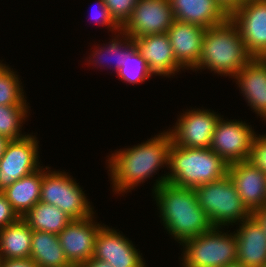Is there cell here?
Instances as JSON below:
<instances>
[{
	"instance_id": "7a4b0ae2",
	"label": "cell",
	"mask_w": 266,
	"mask_h": 267,
	"mask_svg": "<svg viewBox=\"0 0 266 267\" xmlns=\"http://www.w3.org/2000/svg\"><path fill=\"white\" fill-rule=\"evenodd\" d=\"M160 218L169 235L182 243L210 230L213 226L198 204L194 188L165 182L152 192Z\"/></svg>"
},
{
	"instance_id": "4fadbf2b",
	"label": "cell",
	"mask_w": 266,
	"mask_h": 267,
	"mask_svg": "<svg viewBox=\"0 0 266 267\" xmlns=\"http://www.w3.org/2000/svg\"><path fill=\"white\" fill-rule=\"evenodd\" d=\"M229 18L238 26L248 51L261 57L266 51V0H245Z\"/></svg>"
},
{
	"instance_id": "f546056e",
	"label": "cell",
	"mask_w": 266,
	"mask_h": 267,
	"mask_svg": "<svg viewBox=\"0 0 266 267\" xmlns=\"http://www.w3.org/2000/svg\"><path fill=\"white\" fill-rule=\"evenodd\" d=\"M248 161L266 173V134H256Z\"/></svg>"
},
{
	"instance_id": "9c48e42d",
	"label": "cell",
	"mask_w": 266,
	"mask_h": 267,
	"mask_svg": "<svg viewBox=\"0 0 266 267\" xmlns=\"http://www.w3.org/2000/svg\"><path fill=\"white\" fill-rule=\"evenodd\" d=\"M38 142L37 137L31 134L10 140L0 159V191L42 167L39 162Z\"/></svg>"
},
{
	"instance_id": "2e32d148",
	"label": "cell",
	"mask_w": 266,
	"mask_h": 267,
	"mask_svg": "<svg viewBox=\"0 0 266 267\" xmlns=\"http://www.w3.org/2000/svg\"><path fill=\"white\" fill-rule=\"evenodd\" d=\"M131 38L153 75L170 77L178 73L181 68L184 70L174 56L167 33Z\"/></svg>"
},
{
	"instance_id": "ab89813d",
	"label": "cell",
	"mask_w": 266,
	"mask_h": 267,
	"mask_svg": "<svg viewBox=\"0 0 266 267\" xmlns=\"http://www.w3.org/2000/svg\"><path fill=\"white\" fill-rule=\"evenodd\" d=\"M5 64L2 63V61L0 62V69L4 66Z\"/></svg>"
},
{
	"instance_id": "603a6c76",
	"label": "cell",
	"mask_w": 266,
	"mask_h": 267,
	"mask_svg": "<svg viewBox=\"0 0 266 267\" xmlns=\"http://www.w3.org/2000/svg\"><path fill=\"white\" fill-rule=\"evenodd\" d=\"M30 258L40 267H70L58 235L32 231Z\"/></svg>"
},
{
	"instance_id": "e0dca14e",
	"label": "cell",
	"mask_w": 266,
	"mask_h": 267,
	"mask_svg": "<svg viewBox=\"0 0 266 267\" xmlns=\"http://www.w3.org/2000/svg\"><path fill=\"white\" fill-rule=\"evenodd\" d=\"M234 234L239 264L244 267H262L266 264V231L254 214L240 222Z\"/></svg>"
},
{
	"instance_id": "d6986e66",
	"label": "cell",
	"mask_w": 266,
	"mask_h": 267,
	"mask_svg": "<svg viewBox=\"0 0 266 267\" xmlns=\"http://www.w3.org/2000/svg\"><path fill=\"white\" fill-rule=\"evenodd\" d=\"M233 78L253 112L266 121V62L253 57Z\"/></svg>"
},
{
	"instance_id": "cb8c5ba5",
	"label": "cell",
	"mask_w": 266,
	"mask_h": 267,
	"mask_svg": "<svg viewBox=\"0 0 266 267\" xmlns=\"http://www.w3.org/2000/svg\"><path fill=\"white\" fill-rule=\"evenodd\" d=\"M22 218L32 230L56 235L72 220L59 207L42 201L37 202Z\"/></svg>"
},
{
	"instance_id": "ffe728a7",
	"label": "cell",
	"mask_w": 266,
	"mask_h": 267,
	"mask_svg": "<svg viewBox=\"0 0 266 267\" xmlns=\"http://www.w3.org/2000/svg\"><path fill=\"white\" fill-rule=\"evenodd\" d=\"M174 19L211 28L225 22L229 15L216 0H169Z\"/></svg>"
},
{
	"instance_id": "836d02e7",
	"label": "cell",
	"mask_w": 266,
	"mask_h": 267,
	"mask_svg": "<svg viewBox=\"0 0 266 267\" xmlns=\"http://www.w3.org/2000/svg\"><path fill=\"white\" fill-rule=\"evenodd\" d=\"M245 0H216L222 9L230 16Z\"/></svg>"
},
{
	"instance_id": "44dd1931",
	"label": "cell",
	"mask_w": 266,
	"mask_h": 267,
	"mask_svg": "<svg viewBox=\"0 0 266 267\" xmlns=\"http://www.w3.org/2000/svg\"><path fill=\"white\" fill-rule=\"evenodd\" d=\"M42 184V167L20 178L1 192L5 195L16 213L23 217L40 201Z\"/></svg>"
},
{
	"instance_id": "4316f807",
	"label": "cell",
	"mask_w": 266,
	"mask_h": 267,
	"mask_svg": "<svg viewBox=\"0 0 266 267\" xmlns=\"http://www.w3.org/2000/svg\"><path fill=\"white\" fill-rule=\"evenodd\" d=\"M18 76L6 64L0 69V105L21 106L27 101Z\"/></svg>"
},
{
	"instance_id": "8fae6325",
	"label": "cell",
	"mask_w": 266,
	"mask_h": 267,
	"mask_svg": "<svg viewBox=\"0 0 266 267\" xmlns=\"http://www.w3.org/2000/svg\"><path fill=\"white\" fill-rule=\"evenodd\" d=\"M175 21L169 0H137L121 32L130 37L167 33Z\"/></svg>"
},
{
	"instance_id": "277c9868",
	"label": "cell",
	"mask_w": 266,
	"mask_h": 267,
	"mask_svg": "<svg viewBox=\"0 0 266 267\" xmlns=\"http://www.w3.org/2000/svg\"><path fill=\"white\" fill-rule=\"evenodd\" d=\"M253 57L244 44L238 26L228 18L220 25L206 29L201 56L193 71L207 68L210 72L230 78Z\"/></svg>"
},
{
	"instance_id": "7402d4cb",
	"label": "cell",
	"mask_w": 266,
	"mask_h": 267,
	"mask_svg": "<svg viewBox=\"0 0 266 267\" xmlns=\"http://www.w3.org/2000/svg\"><path fill=\"white\" fill-rule=\"evenodd\" d=\"M32 231L22 217L0 229V260L30 258Z\"/></svg>"
},
{
	"instance_id": "484cf974",
	"label": "cell",
	"mask_w": 266,
	"mask_h": 267,
	"mask_svg": "<svg viewBox=\"0 0 266 267\" xmlns=\"http://www.w3.org/2000/svg\"><path fill=\"white\" fill-rule=\"evenodd\" d=\"M30 108L25 101L21 106L0 105V134L10 140L24 138L27 134H22L21 130L24 120L29 116Z\"/></svg>"
},
{
	"instance_id": "f35d334b",
	"label": "cell",
	"mask_w": 266,
	"mask_h": 267,
	"mask_svg": "<svg viewBox=\"0 0 266 267\" xmlns=\"http://www.w3.org/2000/svg\"><path fill=\"white\" fill-rule=\"evenodd\" d=\"M261 58L266 62V51H265V53L261 56Z\"/></svg>"
},
{
	"instance_id": "d590c367",
	"label": "cell",
	"mask_w": 266,
	"mask_h": 267,
	"mask_svg": "<svg viewBox=\"0 0 266 267\" xmlns=\"http://www.w3.org/2000/svg\"><path fill=\"white\" fill-rule=\"evenodd\" d=\"M254 215L258 218V220L262 223V225L264 226V229L266 231V205L257 210Z\"/></svg>"
},
{
	"instance_id": "ac0fdd59",
	"label": "cell",
	"mask_w": 266,
	"mask_h": 267,
	"mask_svg": "<svg viewBox=\"0 0 266 267\" xmlns=\"http://www.w3.org/2000/svg\"><path fill=\"white\" fill-rule=\"evenodd\" d=\"M206 29L175 20L167 34L178 63L184 68L193 70L201 56L202 43Z\"/></svg>"
},
{
	"instance_id": "7c38bea8",
	"label": "cell",
	"mask_w": 266,
	"mask_h": 267,
	"mask_svg": "<svg viewBox=\"0 0 266 267\" xmlns=\"http://www.w3.org/2000/svg\"><path fill=\"white\" fill-rule=\"evenodd\" d=\"M94 214L83 219H72L58 234L66 259L80 267L93 258L99 229L103 226L94 221Z\"/></svg>"
},
{
	"instance_id": "f1b7e54d",
	"label": "cell",
	"mask_w": 266,
	"mask_h": 267,
	"mask_svg": "<svg viewBox=\"0 0 266 267\" xmlns=\"http://www.w3.org/2000/svg\"><path fill=\"white\" fill-rule=\"evenodd\" d=\"M137 0H104L111 17L122 27L130 18Z\"/></svg>"
},
{
	"instance_id": "6da1fadb",
	"label": "cell",
	"mask_w": 266,
	"mask_h": 267,
	"mask_svg": "<svg viewBox=\"0 0 266 267\" xmlns=\"http://www.w3.org/2000/svg\"><path fill=\"white\" fill-rule=\"evenodd\" d=\"M172 142V136L167 130L141 144L113 152L106 160L113 184L112 191L118 195L125 194L153 177L154 173L157 174L159 168L166 166L168 170Z\"/></svg>"
},
{
	"instance_id": "8d00e7d4",
	"label": "cell",
	"mask_w": 266,
	"mask_h": 267,
	"mask_svg": "<svg viewBox=\"0 0 266 267\" xmlns=\"http://www.w3.org/2000/svg\"><path fill=\"white\" fill-rule=\"evenodd\" d=\"M10 139L0 134V159L3 157Z\"/></svg>"
},
{
	"instance_id": "e575fe53",
	"label": "cell",
	"mask_w": 266,
	"mask_h": 267,
	"mask_svg": "<svg viewBox=\"0 0 266 267\" xmlns=\"http://www.w3.org/2000/svg\"><path fill=\"white\" fill-rule=\"evenodd\" d=\"M80 267H113V266L110 265L108 262L91 258L87 262H84Z\"/></svg>"
},
{
	"instance_id": "83f0119b",
	"label": "cell",
	"mask_w": 266,
	"mask_h": 267,
	"mask_svg": "<svg viewBox=\"0 0 266 267\" xmlns=\"http://www.w3.org/2000/svg\"><path fill=\"white\" fill-rule=\"evenodd\" d=\"M119 34H121V35H119ZM114 36H115V38H113L109 42L108 45L106 44V46H105V44H104V46L101 48L99 46L98 47L96 46L95 50L92 51L91 56H89V60L87 61V62H89L88 65H90V64L92 65V63H93V66H95L98 63L97 65H99L100 67L104 66L105 64H103V63H104V61H106V59H108L107 57L109 56V57H111V59H109L110 61L115 58L114 59L115 65H114L113 61H112L113 64L112 63L111 64L114 65L113 69L116 73H117V71H119L121 69V67H123V63H124V33L120 32V33H118V35L115 34ZM120 36H122V37H120ZM111 64L109 67H111Z\"/></svg>"
},
{
	"instance_id": "30bf717a",
	"label": "cell",
	"mask_w": 266,
	"mask_h": 267,
	"mask_svg": "<svg viewBox=\"0 0 266 267\" xmlns=\"http://www.w3.org/2000/svg\"><path fill=\"white\" fill-rule=\"evenodd\" d=\"M178 120L169 129L175 145L187 148H209L219 114L208 109L193 108L178 116Z\"/></svg>"
},
{
	"instance_id": "4dcf8cb0",
	"label": "cell",
	"mask_w": 266,
	"mask_h": 267,
	"mask_svg": "<svg viewBox=\"0 0 266 267\" xmlns=\"http://www.w3.org/2000/svg\"><path fill=\"white\" fill-rule=\"evenodd\" d=\"M97 4L99 11L96 10V13H94L95 15L92 16V19L99 25L104 27L107 26L108 29L110 28L111 30L109 29V31L115 32V34L120 33L121 27L111 17L108 8L105 5L104 0H98Z\"/></svg>"
},
{
	"instance_id": "d4e9b609",
	"label": "cell",
	"mask_w": 266,
	"mask_h": 267,
	"mask_svg": "<svg viewBox=\"0 0 266 267\" xmlns=\"http://www.w3.org/2000/svg\"><path fill=\"white\" fill-rule=\"evenodd\" d=\"M117 76L125 83L140 84L148 80L153 74L150 72L146 60L137 50L132 38L124 33V63L117 71Z\"/></svg>"
},
{
	"instance_id": "5b68a950",
	"label": "cell",
	"mask_w": 266,
	"mask_h": 267,
	"mask_svg": "<svg viewBox=\"0 0 266 267\" xmlns=\"http://www.w3.org/2000/svg\"><path fill=\"white\" fill-rule=\"evenodd\" d=\"M198 204L213 227L236 225L252 213L243 204L236 187L227 175L224 178L194 188ZM237 222V223H236Z\"/></svg>"
},
{
	"instance_id": "ba28073f",
	"label": "cell",
	"mask_w": 266,
	"mask_h": 267,
	"mask_svg": "<svg viewBox=\"0 0 266 267\" xmlns=\"http://www.w3.org/2000/svg\"><path fill=\"white\" fill-rule=\"evenodd\" d=\"M228 120L220 117L209 148L229 165L247 161L256 136L255 131L245 121Z\"/></svg>"
},
{
	"instance_id": "5bb4252c",
	"label": "cell",
	"mask_w": 266,
	"mask_h": 267,
	"mask_svg": "<svg viewBox=\"0 0 266 267\" xmlns=\"http://www.w3.org/2000/svg\"><path fill=\"white\" fill-rule=\"evenodd\" d=\"M133 245L120 231L103 224L97 234L93 258L113 267H147L142 253Z\"/></svg>"
},
{
	"instance_id": "74e56055",
	"label": "cell",
	"mask_w": 266,
	"mask_h": 267,
	"mask_svg": "<svg viewBox=\"0 0 266 267\" xmlns=\"http://www.w3.org/2000/svg\"><path fill=\"white\" fill-rule=\"evenodd\" d=\"M224 267H244L242 264H239L238 262L226 265Z\"/></svg>"
},
{
	"instance_id": "d6a6232c",
	"label": "cell",
	"mask_w": 266,
	"mask_h": 267,
	"mask_svg": "<svg viewBox=\"0 0 266 267\" xmlns=\"http://www.w3.org/2000/svg\"><path fill=\"white\" fill-rule=\"evenodd\" d=\"M0 267H40L31 258L0 260Z\"/></svg>"
},
{
	"instance_id": "3957f363",
	"label": "cell",
	"mask_w": 266,
	"mask_h": 267,
	"mask_svg": "<svg viewBox=\"0 0 266 267\" xmlns=\"http://www.w3.org/2000/svg\"><path fill=\"white\" fill-rule=\"evenodd\" d=\"M228 167L229 164L210 148L180 147L172 142L168 162L170 171L156 179L152 191L165 182L196 188L224 178L228 175Z\"/></svg>"
},
{
	"instance_id": "1f68e13d",
	"label": "cell",
	"mask_w": 266,
	"mask_h": 267,
	"mask_svg": "<svg viewBox=\"0 0 266 267\" xmlns=\"http://www.w3.org/2000/svg\"><path fill=\"white\" fill-rule=\"evenodd\" d=\"M19 218L20 216L12 208L5 195L0 191V229L14 223Z\"/></svg>"
},
{
	"instance_id": "52a82bcc",
	"label": "cell",
	"mask_w": 266,
	"mask_h": 267,
	"mask_svg": "<svg viewBox=\"0 0 266 267\" xmlns=\"http://www.w3.org/2000/svg\"><path fill=\"white\" fill-rule=\"evenodd\" d=\"M49 169L48 166L42 167L40 201L59 207L71 219H83L95 214L85 191L75 179L64 171Z\"/></svg>"
},
{
	"instance_id": "9a60e30c",
	"label": "cell",
	"mask_w": 266,
	"mask_h": 267,
	"mask_svg": "<svg viewBox=\"0 0 266 267\" xmlns=\"http://www.w3.org/2000/svg\"><path fill=\"white\" fill-rule=\"evenodd\" d=\"M228 176L246 208L254 214L266 205V173L250 161L230 164Z\"/></svg>"
},
{
	"instance_id": "8992f818",
	"label": "cell",
	"mask_w": 266,
	"mask_h": 267,
	"mask_svg": "<svg viewBox=\"0 0 266 267\" xmlns=\"http://www.w3.org/2000/svg\"><path fill=\"white\" fill-rule=\"evenodd\" d=\"M180 245L184 248L181 267H224L237 262V238L234 232L223 233L220 227H212Z\"/></svg>"
}]
</instances>
